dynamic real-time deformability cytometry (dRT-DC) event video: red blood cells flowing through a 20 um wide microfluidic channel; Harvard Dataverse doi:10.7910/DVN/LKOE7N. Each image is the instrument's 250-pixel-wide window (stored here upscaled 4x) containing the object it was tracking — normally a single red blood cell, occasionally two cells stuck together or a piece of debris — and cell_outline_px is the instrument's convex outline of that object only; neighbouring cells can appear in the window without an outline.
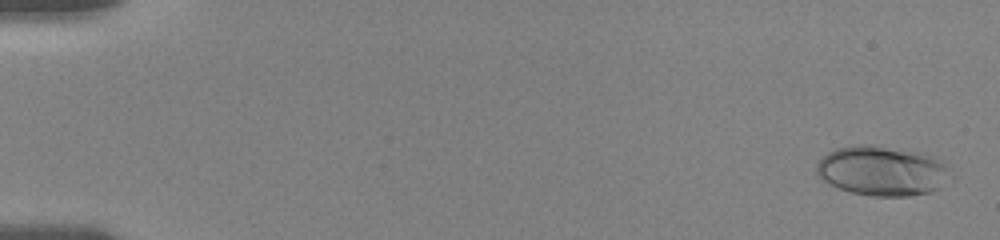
{"species": "human", "species_latin": "Homo sapiens", "temperature_condition": "room temperature", "stored_images_in_passage": 46, "camera_frame_rate_fps": 3000, "um_per_image_px": 0.085, "donor": {"sex": "female"}, "frame": {"image": 1, "passage_image": 2, "time_ms": 0.333, "image_size_px": [1000, 240], "cell_outline_px": [[948, 172], [940, 188], [932, 192], [908, 196], [872, 196], [852, 192], [828, 184], [820, 180], [816, 172], [816, 164], [828, 152], [836, 148], [868, 144], [872, 144], [924, 152], [932, 156], [944, 164]], "centroid_in_image_um": [74.93, 14.51], "position_along_channel_um": 10.1, "area_um2": 38.73}}
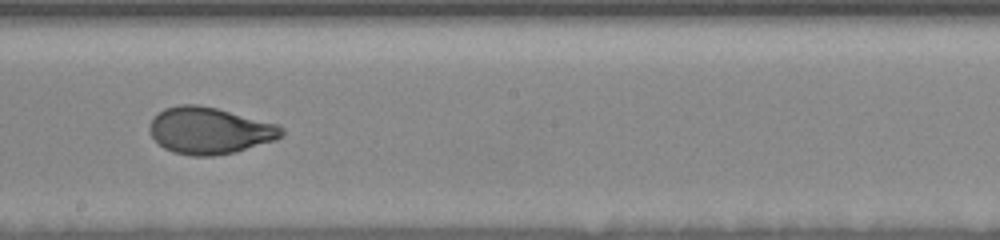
{"frame": {"image": 2, "passage_image": 26, "time_ms": 10.667, "image_size_px": [1000, 240], "cell_outline_px": [[284, 132], [276, 140], [236, 152], [216, 156], [192, 156], [172, 152], [164, 148], [152, 136], [148, 128], [152, 120], [164, 108], [180, 104], [196, 104], [216, 108], [280, 124], [284, 128]], "centroid_in_image_um": [17.85, 11.11], "position_along_channel_um": 230.4, "area_um2": 36.07}}
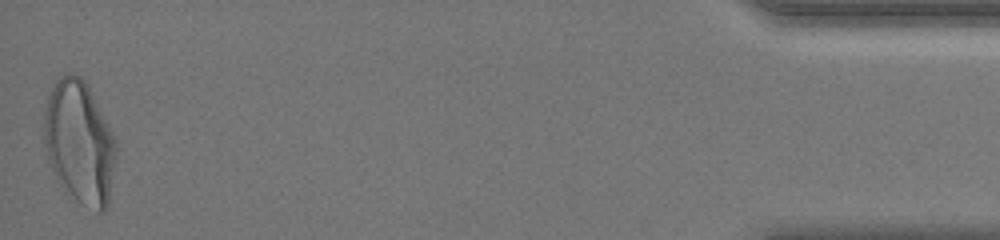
{"frame": {"image": 3, "passage_image": 46, "time_ms": 18.333, "image_size_px": [1000, 240], "cell_outline_px": [[116, 152], [108, 208], [104, 212], [96, 212], [64, 192], [56, 180], [48, 160], [44, 144], [40, 124], [48, 96], [56, 80], [64, 72], [72, 72], [80, 76], [88, 84], [116, 140]], "centroid_in_image_um": [6.71, 12.09], "position_along_channel_um": 428.5, "area_um2": 52.71}, "authors_computed_cell_mechanics": {"area_um2": 36.0961, "velocity_mm_per_s": 3.619, "shape_relaxation_time_tau1_ms": 5.3215, "shape_relaxation_time_tau2_ms": null, "deformation_change_tau1": 0.1905, "deformation_change_tau2": null}}